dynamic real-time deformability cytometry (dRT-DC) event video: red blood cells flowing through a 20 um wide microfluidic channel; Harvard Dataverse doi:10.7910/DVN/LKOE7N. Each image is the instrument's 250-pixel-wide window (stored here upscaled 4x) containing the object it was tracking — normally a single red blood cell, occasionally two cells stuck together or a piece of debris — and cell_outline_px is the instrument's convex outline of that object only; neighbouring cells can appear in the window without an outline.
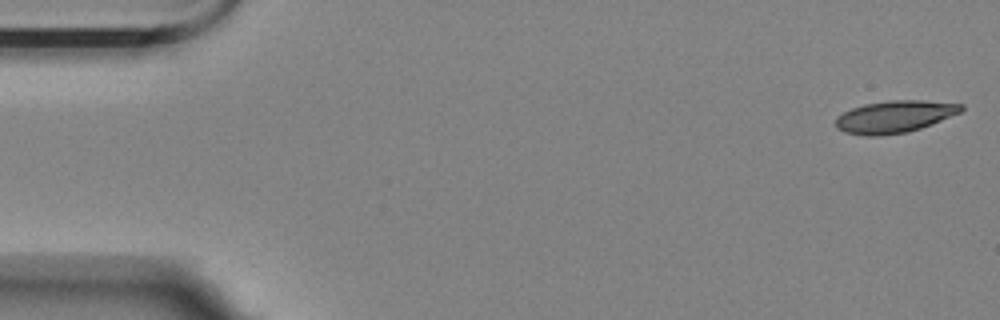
{"species": "Egyptian fruit bat (a non-hibernating species)", "species_latin": "Rousettus aegyptiacus", "temperature_condition": "room temperature", "stored_images_in_passage": 57, "camera_frame_rate_fps": 3000, "um_per_image_px": 0.085, "animal": {"sex": "female"}, "frame": {"image": 1, "passage_image": 1, "time_ms": 0.0, "image_size_px": [1000, 320], "cell_outline_px": [[964, 108], [960, 112], [932, 124], [908, 132], [880, 136], [864, 136], [844, 132], [836, 128], [836, 116], [852, 108], [864, 104], [888, 100], [924, 100], [964, 104]], "centroid_in_image_um": [76.02, 9.92], "position_along_channel_um": 9.0, "area_um2": 23.64}}
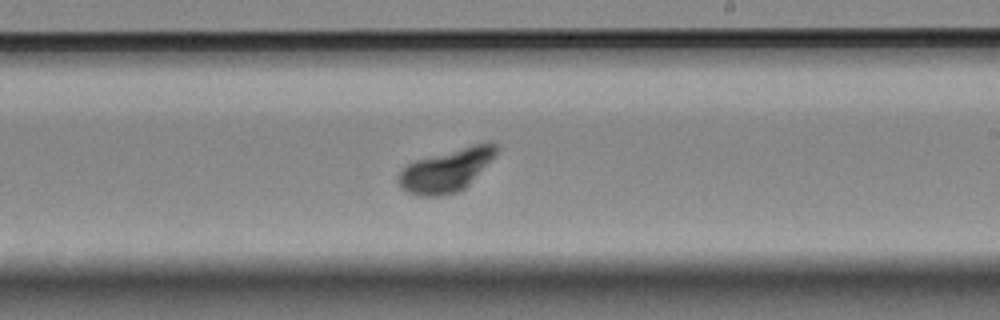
{"frame": {"image": 2, "passage_image": 33, "time_ms": 10.667, "image_size_px": [1000, 320], "cell_outline_px": [[496, 152], [468, 184], [464, 188], [456, 192], [440, 196], [416, 196], [400, 188], [396, 180], [396, 176], [400, 168], [416, 160], [472, 144], [488, 140], [492, 140], [496, 144]], "centroid_in_image_um": [37.86, 14.47], "position_along_channel_um": 251.1, "area_um2": 24.28}}
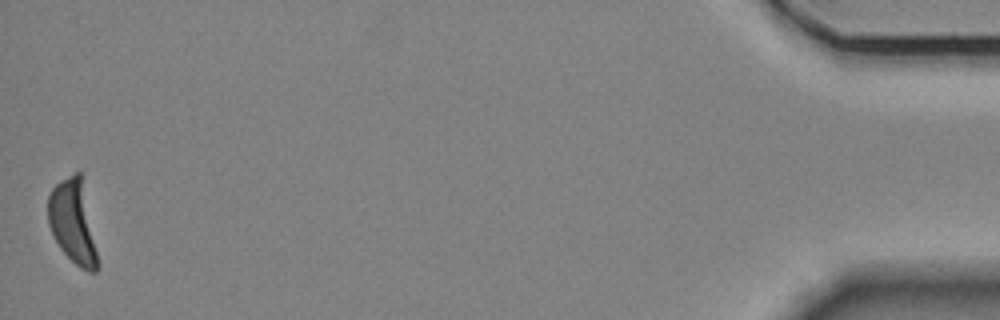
{"frame": {"image": 3, "passage_image": 57, "time_ms": 18.667, "image_size_px": [1000, 320], "cell_outline_px": [[100, 264], [96, 272], [88, 272], [80, 268], [60, 248], [48, 224], [48, 196], [52, 188], [60, 180], [76, 172], [80, 172]], "centroid_in_image_um": [6.2, 18.91], "position_along_channel_um": 429.0, "area_um2": 23.81}, "authors_computed_cell_mechanics": {"area_um2": 24.1026, "velocity_mm_per_s": 3.3788, "shape_relaxation_time_tau1_ms": null, "shape_relaxation_time_tau2_ms": 2.9223, "deformation_change_tau1": null, "deformation_change_tau2": 0.0743}}